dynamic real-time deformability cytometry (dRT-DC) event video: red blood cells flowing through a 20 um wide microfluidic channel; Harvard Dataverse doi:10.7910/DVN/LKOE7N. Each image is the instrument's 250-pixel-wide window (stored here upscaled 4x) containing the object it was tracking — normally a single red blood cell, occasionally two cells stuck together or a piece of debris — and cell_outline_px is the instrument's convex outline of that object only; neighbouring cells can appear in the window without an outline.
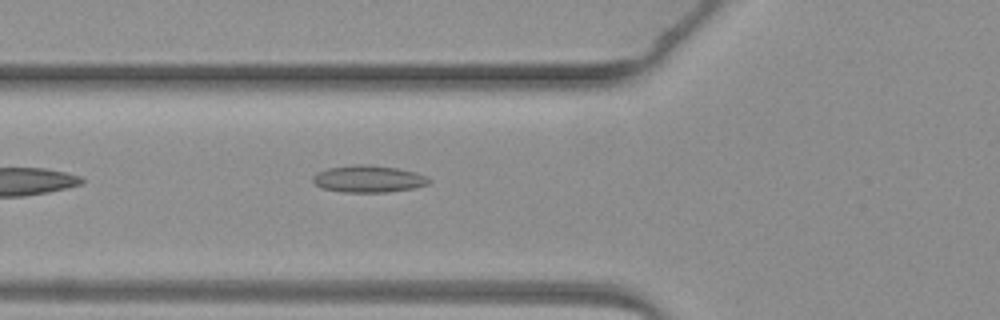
{"species": "common noctule bat (a hibernating species)", "species_latin": "Nyctalus noctula", "temperature_condition": "warm", "stored_images_in_passage": 3, "camera_frame_rate_fps": 3000, "um_per_image_px": 0.085, "animal": {"sex": "female", "body_mass_g": 19.3, "forearm_length_mm": 54.1}, "frame": {"image": 1, "passage_image": 3, "time_ms": 2.333, "image_size_px": [1000, 320], "cell_outline_px": [[432, 180], [428, 184], [416, 188], [388, 192], [340, 192], [324, 188], [316, 184], [312, 180], [312, 176], [316, 172], [328, 168], [360, 164], [368, 164], [396, 168], [416, 172], [428, 176]], "centroid_in_image_um": [31.35, 15.21], "position_along_channel_um": 94.4, "area_um2": 18.38}}